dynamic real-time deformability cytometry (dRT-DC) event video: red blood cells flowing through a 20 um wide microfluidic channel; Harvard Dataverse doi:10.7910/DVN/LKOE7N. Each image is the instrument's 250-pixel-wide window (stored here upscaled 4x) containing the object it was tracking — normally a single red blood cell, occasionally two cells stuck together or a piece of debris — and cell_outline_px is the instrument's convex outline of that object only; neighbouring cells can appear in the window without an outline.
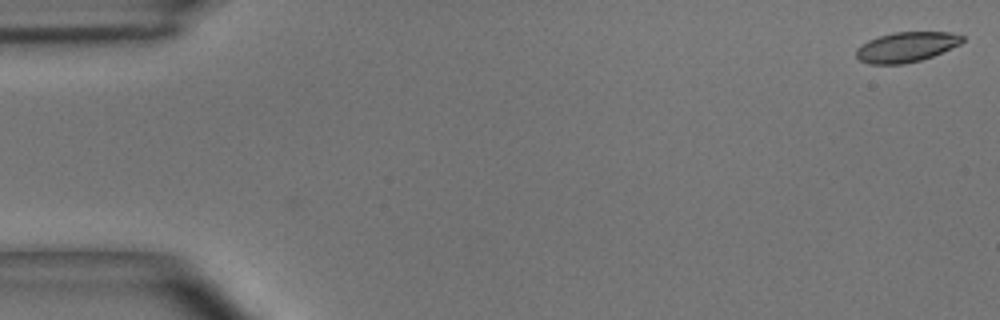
{"species": "common noctule bat (a hibernating species)", "species_latin": "Nyctalus noctula", "temperature_condition": "room temperature", "stored_images_in_passage": 49, "camera_frame_rate_fps": 3000, "um_per_image_px": 0.085, "animal": {"sex": "male", "body_mass_g": 15.6}, "frame": {"image": 1, "passage_image": 1, "time_ms": 0.0, "image_size_px": [1000, 320], "cell_outline_px": [[964, 40], [960, 44], [932, 56], [920, 60], [904, 64], [868, 64], [860, 60], [856, 56], [856, 48], [860, 44], [868, 40], [892, 32], [948, 32], [964, 36]], "centroid_in_image_um": [77.0, 3.99], "position_along_channel_um": 8.0, "area_um2": 18.55}}
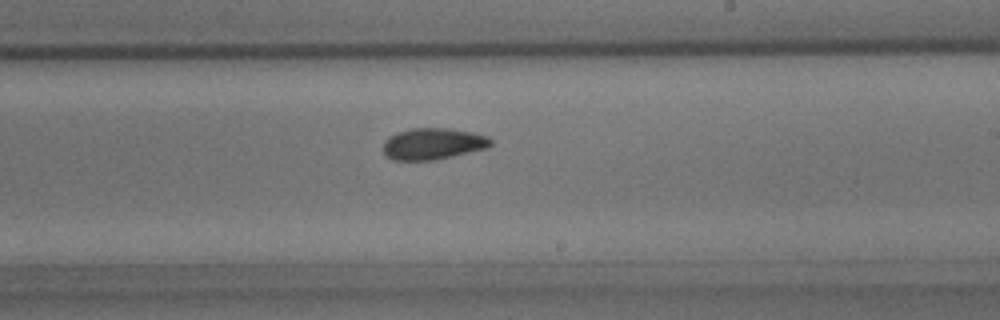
{"frame": {"image": 2, "passage_image": 29, "time_ms": 9.333, "image_size_px": [1000, 320], "cell_outline_px": [[492, 144], [488, 148], [436, 160], [392, 160], [384, 156], [384, 140], [388, 136], [396, 132], [412, 128], [448, 128], [472, 132], [488, 136], [492, 140]], "centroid_in_image_um": [36.79, 12.22], "position_along_channel_um": 252.2, "area_um2": 20.0}}
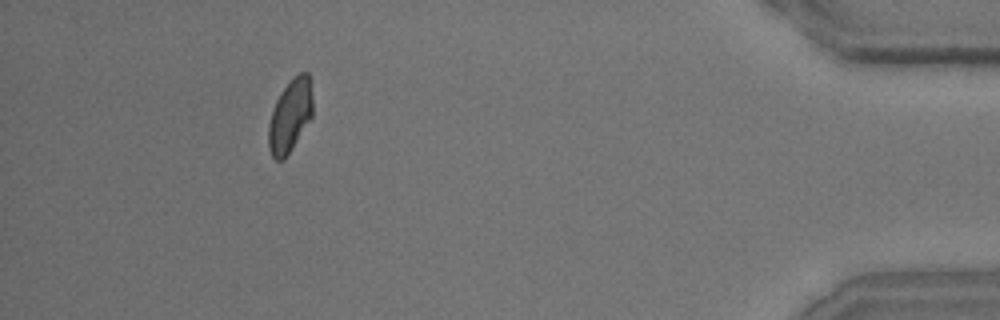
{"frame": {"image": 3, "passage_image": 45, "time_ms": 14.667, "image_size_px": [1000, 320], "cell_outline_px": [[312, 116], [284, 160], [276, 160], [272, 156], [268, 148], [268, 124], [276, 100], [280, 92], [300, 72], [308, 72], [312, 100]], "centroid_in_image_um": [24.63, 9.87], "position_along_channel_um": 410.6, "area_um2": 18.38}, "authors_computed_cell_mechanics": {"area_um2": 19.363, "velocity_mm_per_s": 4.0537, "shape_relaxation_time_tau1_ms": 3.5139, "shape_relaxation_time_tau2_ms": 1.9913, "deformation_change_tau1": 0.1267, "deformation_change_tau2": 0.0754}}